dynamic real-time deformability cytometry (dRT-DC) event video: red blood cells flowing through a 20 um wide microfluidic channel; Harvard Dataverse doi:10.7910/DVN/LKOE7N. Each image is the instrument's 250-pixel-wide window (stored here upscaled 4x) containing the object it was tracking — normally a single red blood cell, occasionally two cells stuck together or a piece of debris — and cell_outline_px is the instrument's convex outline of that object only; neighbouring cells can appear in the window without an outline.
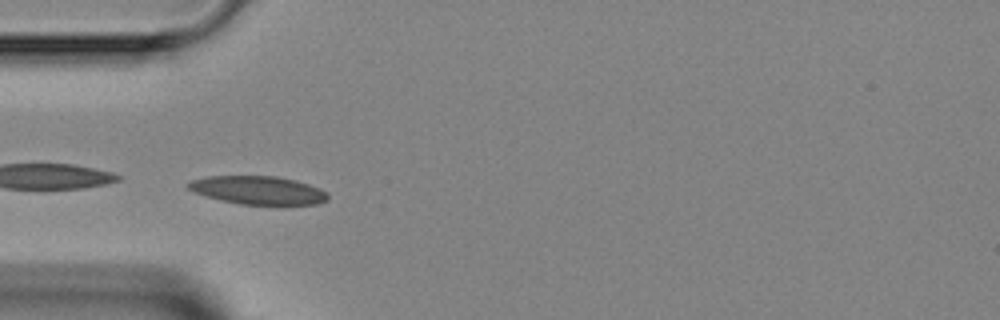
{"species": "Egyptian fruit bat (a non-hibernating species)", "species_latin": "Rousettus aegyptiacus", "temperature_condition": "room temperature", "stored_images_in_passage": 7, "camera_frame_rate_fps": 3000, "um_per_image_px": 0.085, "animal": {"sex": "female"}, "frame": {"image": 1, "passage_image": 6, "time_ms": 6.333, "image_size_px": [1000, 320], "cell_outline_px": [[328, 200], [316, 204], [240, 204], [220, 200], [192, 192], [184, 184], [192, 180], [208, 176], [276, 176], [296, 180], [320, 188], [328, 192]], "centroid_in_image_um": [21.92, 16.16], "position_along_channel_um": 63.1, "area_um2": 23.06}}
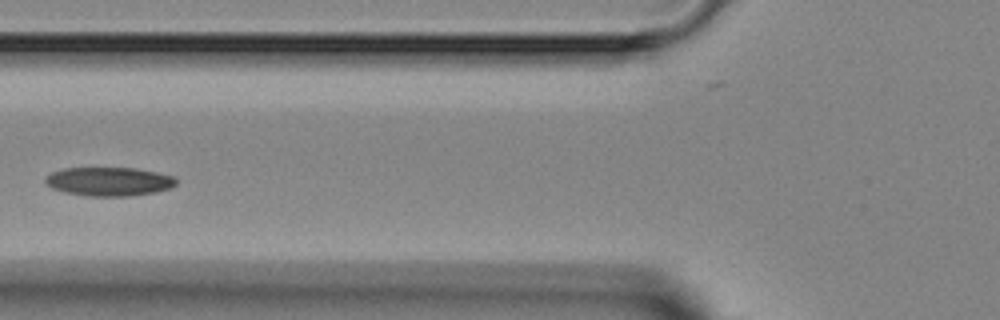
{"frame": {"image": 2, "passage_image": 7, "time_ms": 7.667, "image_size_px": [1000, 320], "cell_outline_px": [[176, 184], [172, 188], [156, 192], [128, 196], [84, 196], [64, 192], [52, 188], [44, 184], [44, 180], [52, 172], [64, 168], [136, 168], [176, 176]], "centroid_in_image_um": [9.28, 15.43], "position_along_channel_um": 116.5, "area_um2": 22.14}}